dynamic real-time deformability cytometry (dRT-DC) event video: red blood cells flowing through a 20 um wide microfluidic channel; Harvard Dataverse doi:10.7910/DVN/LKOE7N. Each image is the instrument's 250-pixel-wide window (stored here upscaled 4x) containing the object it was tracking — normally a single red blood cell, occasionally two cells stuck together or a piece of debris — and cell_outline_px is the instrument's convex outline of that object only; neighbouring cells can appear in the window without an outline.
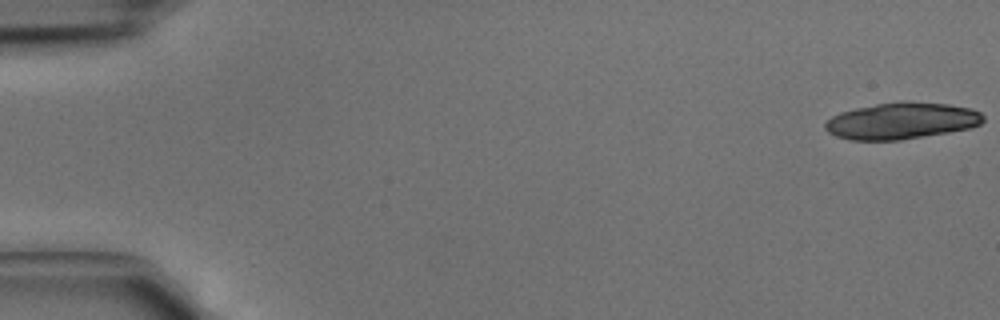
{"species": "common noctule bat (a hibernating species)", "species_latin": "Nyctalus noctula", "temperature_condition": "cold", "stored_images_in_passage": 18, "camera_frame_rate_fps": 3000, "um_per_image_px": 0.085, "animal": {"sex": "male", "body_mass_g": 15.6}, "frame": {"image": 1, "passage_image": 1, "time_ms": 0.0, "image_size_px": [1000, 320], "cell_outline_px": [[984, 120], [980, 124], [972, 128], [900, 140], [852, 140], [836, 136], [828, 132], [824, 128], [824, 124], [832, 116], [840, 112], [856, 108], [876, 104], [900, 100], [904, 100], [948, 104], [972, 108], [980, 112], [984, 116]], "centroid_in_image_um": [76.65, 10.26], "position_along_channel_um": 8.4, "area_um2": 33.93}}